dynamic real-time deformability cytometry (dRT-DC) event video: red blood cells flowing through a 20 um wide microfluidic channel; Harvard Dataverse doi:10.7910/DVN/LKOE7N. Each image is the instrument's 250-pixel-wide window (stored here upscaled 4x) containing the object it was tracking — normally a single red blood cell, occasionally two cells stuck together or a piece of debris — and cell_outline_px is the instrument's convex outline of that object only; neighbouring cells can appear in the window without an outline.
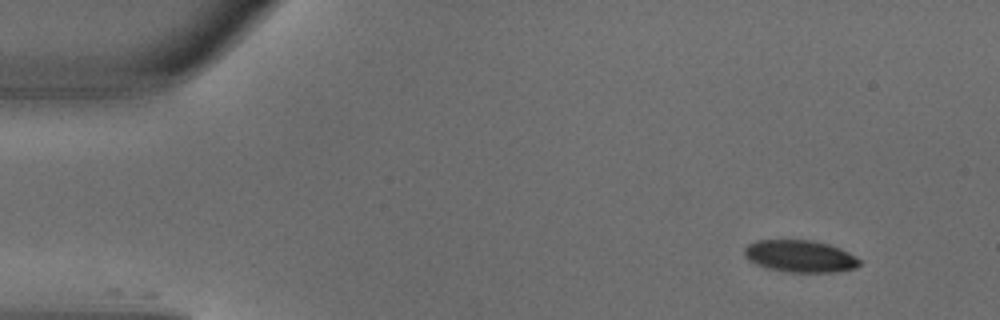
{"species": "common noctule bat (a hibernating species)", "species_latin": "Nyctalus noctula", "temperature_condition": "warm", "stored_images_in_passage": 4, "segment_of_instrument_passage": [1, 2], "camera_frame_rate_fps": 3000, "um_per_image_px": 0.085, "animal": {"sex": "male", "body_mass_g": 18.8}, "frame": {"image": 1, "passage_image": 1, "time_ms": 0.0, "image_size_px": [1000, 320], "cell_outline_px": [[860, 264], [856, 268], [836, 272], [788, 272], [768, 268], [756, 264], [748, 260], [744, 256], [744, 248], [748, 244], [756, 240], [812, 240], [828, 244], [840, 248], [856, 256], [860, 260]], "centroid_in_image_um": [68.0, 21.78], "position_along_channel_um": 17.0, "area_um2": 21.62}}